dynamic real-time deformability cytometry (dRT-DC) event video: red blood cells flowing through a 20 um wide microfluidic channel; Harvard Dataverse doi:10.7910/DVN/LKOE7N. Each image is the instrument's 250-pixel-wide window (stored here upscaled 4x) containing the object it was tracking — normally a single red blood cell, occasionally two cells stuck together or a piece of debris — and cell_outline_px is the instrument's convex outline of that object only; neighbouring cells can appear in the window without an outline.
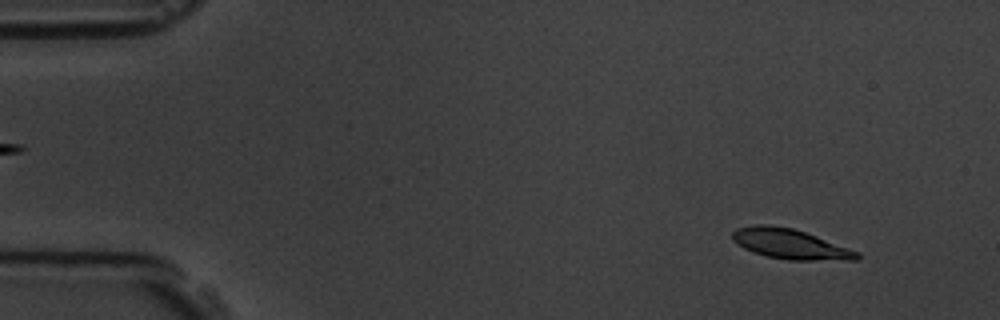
{"species": "common noctule bat (a hibernating species)", "species_latin": "Nyctalus noctula", "temperature_condition": "room temperature", "stored_images_in_passage": 4, "camera_frame_rate_fps": 3000, "um_per_image_px": 0.085, "animal": {"sex": "male", "body_mass_g": 19.5, "forearm_length_mm": 54.6}, "frame": {"image": 1, "passage_image": 1, "time_ms": 0.0, "image_size_px": [1000, 320], "cell_outline_px": [[860, 260], [788, 260], [768, 256], [752, 252], [744, 248], [732, 240], [732, 232], [736, 228], [756, 224], [768, 224], [792, 228], [816, 236], [860, 252]], "centroid_in_image_um": [67.16, 20.74], "position_along_channel_um": 17.8, "area_um2": 21.79}}
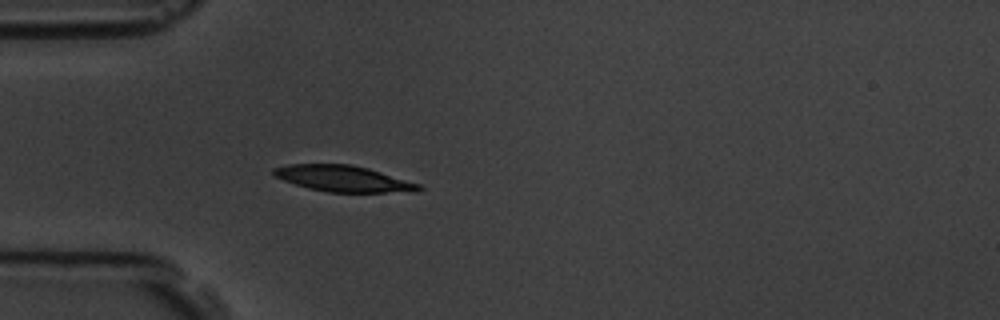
{"frame": {"image": 2, "passage_image": 4, "time_ms": 3.667, "image_size_px": [1000, 320], "cell_outline_px": [[424, 188], [416, 192], [328, 192], [308, 188], [284, 180], [276, 176], [272, 172], [272, 168], [288, 164], [352, 164], [368, 168], [420, 184]], "centroid_in_image_um": [29.2, 15.18], "position_along_channel_um": 55.8, "area_um2": 22.02}}